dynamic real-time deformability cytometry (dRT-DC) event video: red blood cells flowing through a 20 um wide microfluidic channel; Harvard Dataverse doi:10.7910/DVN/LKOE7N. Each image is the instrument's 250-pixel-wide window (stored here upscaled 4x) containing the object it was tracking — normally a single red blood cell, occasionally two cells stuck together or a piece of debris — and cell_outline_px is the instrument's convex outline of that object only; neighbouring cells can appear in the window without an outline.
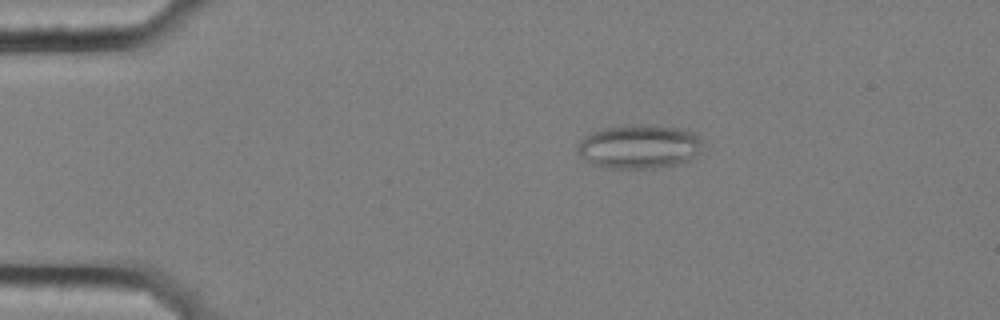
{"species": "common noctule bat (a hibernating species)", "species_latin": "Nyctalus noctula", "temperature_condition": "cold", "stored_images_in_passage": 57, "camera_frame_rate_fps": 3000, "um_per_image_px": 0.085, "animal": {"sex": "female", "body_mass_g": 25.1}, "frame": {"image": 1, "passage_image": 11, "time_ms": 3.333, "image_size_px": [1000, 320], "cell_outline_px": [[708, 144], [688, 160], [676, 164], [656, 168], [604, 168], [592, 164], [576, 148], [576, 144], [580, 136], [604, 128], [632, 124], [644, 124], [688, 128], [696, 132]], "centroid_in_image_um": [54.39, 12.42], "position_along_channel_um": 30.6, "area_um2": 32.83}}
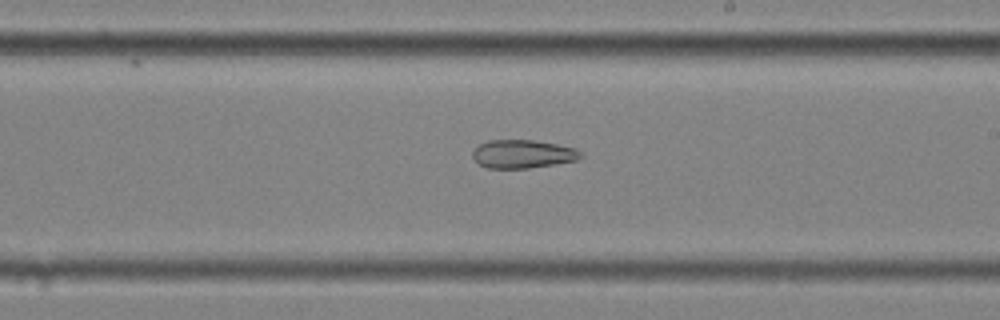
{"frame": {"image": 2, "passage_image": 34, "time_ms": 11.0, "image_size_px": [1000, 320], "cell_outline_px": [[584, 156], [576, 160], [556, 164], [528, 168], [488, 168], [480, 164], [472, 156], [472, 152], [480, 144], [488, 140], [532, 140], [556, 144], [576, 148]], "centroid_in_image_um": [44.45, 13.09], "position_along_channel_um": 244.5, "area_um2": 17.74}}
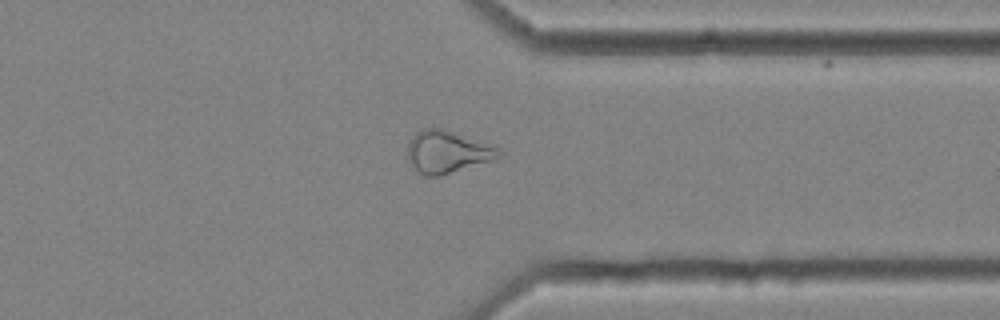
{"frame": {"image": 3, "passage_image": 45, "time_ms": 14.667, "image_size_px": [1000, 320], "cell_outline_px": [[500, 156], [492, 160], [440, 176], [424, 176], [408, 160], [408, 144], [412, 136], [420, 128], [440, 128], [496, 144], [500, 148]], "centroid_in_image_um": [38.05, 12.88], "position_along_channel_um": 373.3, "area_um2": 22.6}, "authors_computed_cell_mechanics": {"area_um2": 24.9696, "velocity_mm_per_s": 3.534, "shape_relaxation_time_tau1_ms": null, "shape_relaxation_time_tau2_ms": 4.9079, "deformation_change_tau1": null, "deformation_change_tau2": 0.1472}}